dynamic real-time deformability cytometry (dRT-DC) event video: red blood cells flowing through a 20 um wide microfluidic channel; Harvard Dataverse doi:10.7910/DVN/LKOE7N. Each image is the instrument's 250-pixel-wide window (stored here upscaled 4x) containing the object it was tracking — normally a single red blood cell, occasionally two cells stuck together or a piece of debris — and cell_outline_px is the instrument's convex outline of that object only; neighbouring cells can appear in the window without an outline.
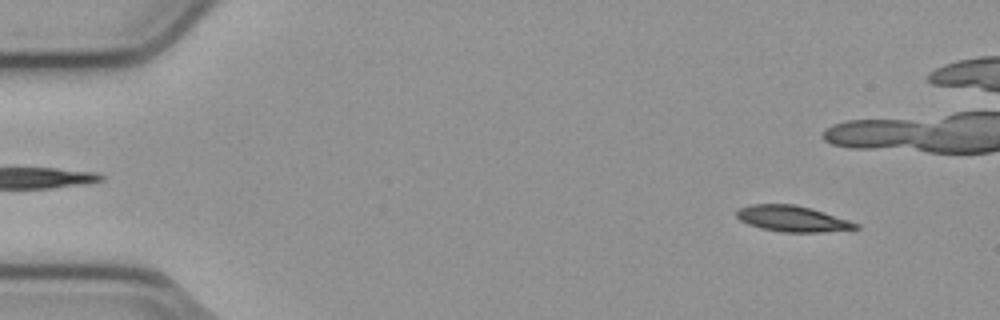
{"species": "common noctule bat (a hibernating species)", "species_latin": "Nyctalus noctula", "temperature_condition": "cold", "stored_images_in_passage": 55, "camera_frame_rate_fps": 3000, "um_per_image_px": 0.085, "animal": {"sex": "male", "body_mass_g": 23.1, "forearm_length_mm": 52.7}, "frame": {"image": 1, "passage_image": 5, "time_ms": 1.333, "image_size_px": [1000, 320], "cell_outline_px": [[860, 228], [820, 232], [780, 232], [760, 228], [748, 224], [740, 220], [736, 216], [736, 212], [740, 208], [752, 204], [796, 204], [812, 208], [860, 224]], "centroid_in_image_um": [67.34, 18.59], "position_along_channel_um": 17.7, "area_um2": 17.98}}
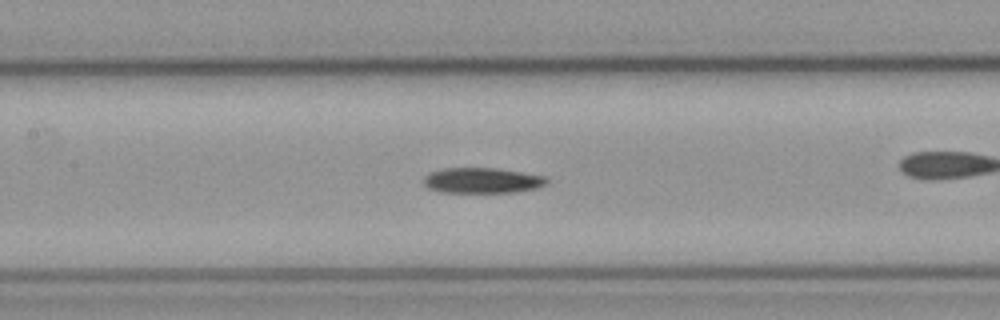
{"frame": {"image": 2, "passage_image": 25, "time_ms": 8.0, "image_size_px": [1000, 320], "cell_outline_px": [[548, 184], [536, 188], [516, 192], [440, 192], [428, 188], [424, 184], [424, 176], [432, 172], [444, 168], [492, 168], [520, 172], [544, 176], [548, 180]], "centroid_in_image_um": [40.98, 15.34], "position_along_channel_um": 166.4, "area_um2": 18.09}}
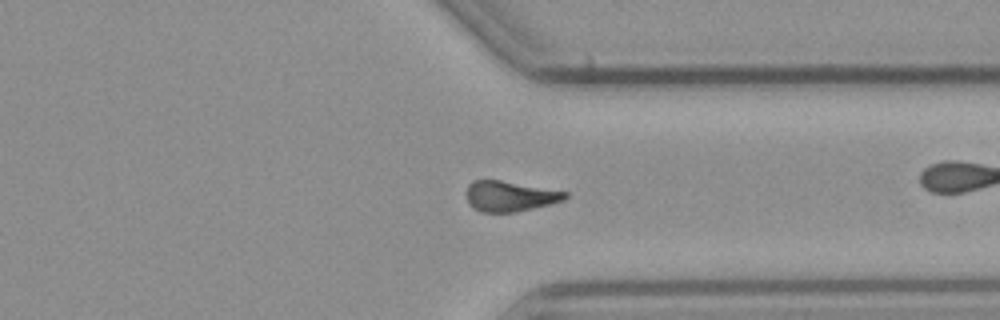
{"frame": {"image": 3, "passage_image": 41, "time_ms": 13.333, "image_size_px": [1000, 320], "cell_outline_px": [[568, 196], [564, 200], [516, 212], [480, 212], [472, 208], [468, 204], [468, 184], [472, 180], [500, 180], [568, 192]], "centroid_in_image_um": [43.31, 16.68], "position_along_channel_um": 368.1, "area_um2": 17.34}}